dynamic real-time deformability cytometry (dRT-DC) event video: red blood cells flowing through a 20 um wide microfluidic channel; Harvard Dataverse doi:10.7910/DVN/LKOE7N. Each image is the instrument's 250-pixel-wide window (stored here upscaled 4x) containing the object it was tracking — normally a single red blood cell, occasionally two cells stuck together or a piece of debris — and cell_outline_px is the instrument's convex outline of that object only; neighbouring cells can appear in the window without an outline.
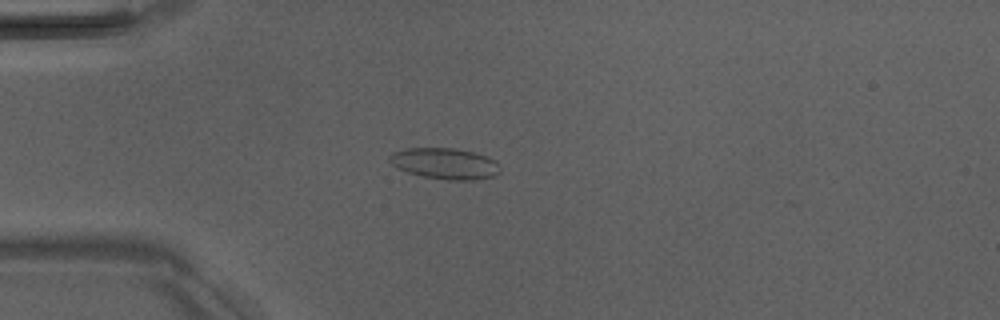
{"species": "Egyptian fruit bat (a non-hibernating species)", "species_latin": "Rousettus aegyptiacus", "temperature_condition": "room temperature", "stored_images_in_passage": 6, "camera_frame_rate_fps": 3000, "um_per_image_px": 0.085, "animal": {"sex": "male"}, "frame": {"image": 1, "passage_image": 5, "time_ms": 4.667, "image_size_px": [1000, 320], "cell_outline_px": [[500, 172], [492, 176], [472, 180], [448, 180], [420, 176], [396, 168], [388, 160], [388, 156], [392, 152], [404, 148], [456, 148], [472, 152], [484, 156], [492, 160], [500, 168]], "centroid_in_image_um": [37.73, 13.9], "position_along_channel_um": 47.3, "area_um2": 19.94}}